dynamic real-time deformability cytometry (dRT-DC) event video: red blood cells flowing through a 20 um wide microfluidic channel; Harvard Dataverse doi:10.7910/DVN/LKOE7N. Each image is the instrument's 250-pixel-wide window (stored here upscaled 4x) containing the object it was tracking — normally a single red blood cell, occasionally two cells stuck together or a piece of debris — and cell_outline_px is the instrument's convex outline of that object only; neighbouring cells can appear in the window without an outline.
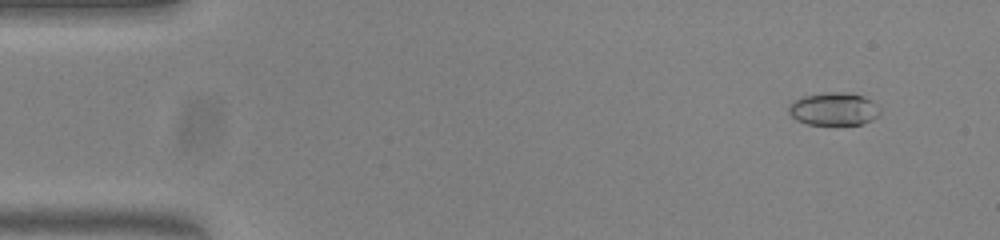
{"species": "common noctule bat (a hibernating species)", "species_latin": "Nyctalus noctula", "temperature_condition": "warm", "stored_images_in_passage": 54, "camera_frame_rate_fps": 3000, "um_per_image_px": 0.085, "animal": {"sex": "female", "body_mass_g": 23.0, "forearm_length_mm": 53.4}, "frame": {"image": 1, "passage_image": 5, "time_ms": 1.333, "image_size_px": [1000, 240], "cell_outline_px": [[880, 112], [872, 120], [864, 124], [808, 124], [796, 120], [788, 112], [788, 104], [804, 96], [824, 92], [848, 92], [864, 96], [872, 100], [880, 108]], "centroid_in_image_um": [70.88, 9.25], "position_along_channel_um": 14.1, "area_um2": 17.57}}
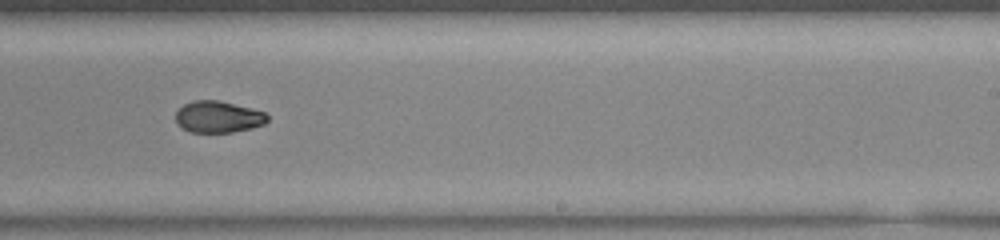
{"frame": {"image": 2, "passage_image": 34, "time_ms": 11.0, "image_size_px": [1000, 240], "cell_outline_px": [[268, 120], [264, 124], [252, 128], [232, 132], [192, 132], [180, 128], [176, 124], [176, 112], [184, 104], [192, 100], [220, 100], [252, 108], [264, 112], [268, 116]], "centroid_in_image_um": [18.53, 9.93], "position_along_channel_um": 270.5, "area_um2": 17.05}}
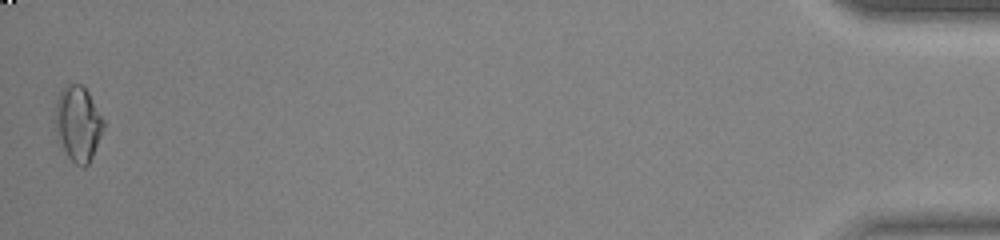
{"frame": {"image": 3, "passage_image": 54, "time_ms": 17.667, "image_size_px": [1000, 240], "cell_outline_px": [[104, 128], [92, 156], [88, 164], [84, 168], [76, 164], [60, 148], [56, 128], [56, 100], [60, 92], [68, 84], [84, 84], [104, 120]], "centroid_in_image_um": [6.64, 10.51], "position_along_channel_um": 428.6, "area_um2": 21.04}, "authors_computed_cell_mechanics": {"area_um2": 17.7446, "velocity_mm_per_s": 3.8369, "shape_relaxation_time_tau1_ms": null, "shape_relaxation_time_tau2_ms": 3.6395, "deformation_change_tau1": null, "deformation_change_tau2": 0.0612}}